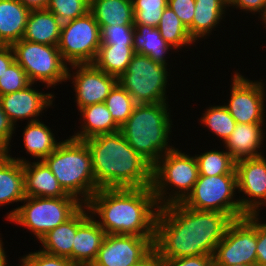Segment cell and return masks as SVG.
I'll return each instance as SVG.
<instances>
[{"label":"cell","mask_w":266,"mask_h":266,"mask_svg":"<svg viewBox=\"0 0 266 266\" xmlns=\"http://www.w3.org/2000/svg\"><path fill=\"white\" fill-rule=\"evenodd\" d=\"M230 266H248V265H243V264H233V265H230Z\"/></svg>","instance_id":"obj_51"},{"label":"cell","mask_w":266,"mask_h":266,"mask_svg":"<svg viewBox=\"0 0 266 266\" xmlns=\"http://www.w3.org/2000/svg\"><path fill=\"white\" fill-rule=\"evenodd\" d=\"M42 161L49 167L63 190L79 199L83 205L100 189L96 185L91 154L84 141L70 137L60 142Z\"/></svg>","instance_id":"obj_5"},{"label":"cell","mask_w":266,"mask_h":266,"mask_svg":"<svg viewBox=\"0 0 266 266\" xmlns=\"http://www.w3.org/2000/svg\"><path fill=\"white\" fill-rule=\"evenodd\" d=\"M24 203L10 211L7 219L23 225L40 239L59 224L70 219L81 207L76 197H25Z\"/></svg>","instance_id":"obj_7"},{"label":"cell","mask_w":266,"mask_h":266,"mask_svg":"<svg viewBox=\"0 0 266 266\" xmlns=\"http://www.w3.org/2000/svg\"><path fill=\"white\" fill-rule=\"evenodd\" d=\"M236 174L238 191L254 198L239 200L242 212L245 215H259V207L266 205V158L262 156L237 161Z\"/></svg>","instance_id":"obj_15"},{"label":"cell","mask_w":266,"mask_h":266,"mask_svg":"<svg viewBox=\"0 0 266 266\" xmlns=\"http://www.w3.org/2000/svg\"><path fill=\"white\" fill-rule=\"evenodd\" d=\"M134 25H111L100 29L101 45H133Z\"/></svg>","instance_id":"obj_38"},{"label":"cell","mask_w":266,"mask_h":266,"mask_svg":"<svg viewBox=\"0 0 266 266\" xmlns=\"http://www.w3.org/2000/svg\"><path fill=\"white\" fill-rule=\"evenodd\" d=\"M19 1H21L30 10L46 9L49 2V0H19Z\"/></svg>","instance_id":"obj_47"},{"label":"cell","mask_w":266,"mask_h":266,"mask_svg":"<svg viewBox=\"0 0 266 266\" xmlns=\"http://www.w3.org/2000/svg\"><path fill=\"white\" fill-rule=\"evenodd\" d=\"M228 6H237L240 10L250 11V12H262V19L266 18V0H227Z\"/></svg>","instance_id":"obj_43"},{"label":"cell","mask_w":266,"mask_h":266,"mask_svg":"<svg viewBox=\"0 0 266 266\" xmlns=\"http://www.w3.org/2000/svg\"><path fill=\"white\" fill-rule=\"evenodd\" d=\"M90 0H49L46 7L62 23L72 21L89 12Z\"/></svg>","instance_id":"obj_36"},{"label":"cell","mask_w":266,"mask_h":266,"mask_svg":"<svg viewBox=\"0 0 266 266\" xmlns=\"http://www.w3.org/2000/svg\"><path fill=\"white\" fill-rule=\"evenodd\" d=\"M14 125L15 124H13L6 115L0 102V148L5 151V153L9 152V143L12 138L14 128H16Z\"/></svg>","instance_id":"obj_42"},{"label":"cell","mask_w":266,"mask_h":266,"mask_svg":"<svg viewBox=\"0 0 266 266\" xmlns=\"http://www.w3.org/2000/svg\"><path fill=\"white\" fill-rule=\"evenodd\" d=\"M134 54L133 45H100L92 64L101 71L119 78L127 70Z\"/></svg>","instance_id":"obj_29"},{"label":"cell","mask_w":266,"mask_h":266,"mask_svg":"<svg viewBox=\"0 0 266 266\" xmlns=\"http://www.w3.org/2000/svg\"><path fill=\"white\" fill-rule=\"evenodd\" d=\"M104 103L119 126L127 121L136 105L133 97L119 83L110 91Z\"/></svg>","instance_id":"obj_33"},{"label":"cell","mask_w":266,"mask_h":266,"mask_svg":"<svg viewBox=\"0 0 266 266\" xmlns=\"http://www.w3.org/2000/svg\"><path fill=\"white\" fill-rule=\"evenodd\" d=\"M80 113L84 124L82 131L71 138L85 141L101 134H111L120 131V126L113 120L105 103H97L81 108Z\"/></svg>","instance_id":"obj_24"},{"label":"cell","mask_w":266,"mask_h":266,"mask_svg":"<svg viewBox=\"0 0 266 266\" xmlns=\"http://www.w3.org/2000/svg\"><path fill=\"white\" fill-rule=\"evenodd\" d=\"M157 29L160 35L173 49H178L183 45L186 46L187 44L194 43L189 35L188 29L168 5L164 9Z\"/></svg>","instance_id":"obj_31"},{"label":"cell","mask_w":266,"mask_h":266,"mask_svg":"<svg viewBox=\"0 0 266 266\" xmlns=\"http://www.w3.org/2000/svg\"><path fill=\"white\" fill-rule=\"evenodd\" d=\"M21 259L26 266H77L66 257L50 255L41 250Z\"/></svg>","instance_id":"obj_39"},{"label":"cell","mask_w":266,"mask_h":266,"mask_svg":"<svg viewBox=\"0 0 266 266\" xmlns=\"http://www.w3.org/2000/svg\"><path fill=\"white\" fill-rule=\"evenodd\" d=\"M30 11L19 0H0V38L7 45L23 38Z\"/></svg>","instance_id":"obj_23"},{"label":"cell","mask_w":266,"mask_h":266,"mask_svg":"<svg viewBox=\"0 0 266 266\" xmlns=\"http://www.w3.org/2000/svg\"><path fill=\"white\" fill-rule=\"evenodd\" d=\"M53 136L50 128L39 120L29 122L23 133L25 149L34 158H41L43 160L60 144V142L55 141Z\"/></svg>","instance_id":"obj_30"},{"label":"cell","mask_w":266,"mask_h":266,"mask_svg":"<svg viewBox=\"0 0 266 266\" xmlns=\"http://www.w3.org/2000/svg\"><path fill=\"white\" fill-rule=\"evenodd\" d=\"M257 214V264L266 265V223L258 222Z\"/></svg>","instance_id":"obj_44"},{"label":"cell","mask_w":266,"mask_h":266,"mask_svg":"<svg viewBox=\"0 0 266 266\" xmlns=\"http://www.w3.org/2000/svg\"><path fill=\"white\" fill-rule=\"evenodd\" d=\"M30 84L24 69L14 61L0 76V96L23 90Z\"/></svg>","instance_id":"obj_37"},{"label":"cell","mask_w":266,"mask_h":266,"mask_svg":"<svg viewBox=\"0 0 266 266\" xmlns=\"http://www.w3.org/2000/svg\"><path fill=\"white\" fill-rule=\"evenodd\" d=\"M7 44L0 38V51L5 48Z\"/></svg>","instance_id":"obj_50"},{"label":"cell","mask_w":266,"mask_h":266,"mask_svg":"<svg viewBox=\"0 0 266 266\" xmlns=\"http://www.w3.org/2000/svg\"><path fill=\"white\" fill-rule=\"evenodd\" d=\"M134 26V52L141 55H147L155 62L167 65L164 55L172 46L164 40L158 29L148 25Z\"/></svg>","instance_id":"obj_28"},{"label":"cell","mask_w":266,"mask_h":266,"mask_svg":"<svg viewBox=\"0 0 266 266\" xmlns=\"http://www.w3.org/2000/svg\"><path fill=\"white\" fill-rule=\"evenodd\" d=\"M232 221L225 213L169 204L158 211L153 247L161 259L213 256Z\"/></svg>","instance_id":"obj_1"},{"label":"cell","mask_w":266,"mask_h":266,"mask_svg":"<svg viewBox=\"0 0 266 266\" xmlns=\"http://www.w3.org/2000/svg\"><path fill=\"white\" fill-rule=\"evenodd\" d=\"M263 123L236 124L230 137L225 141V148L237 162L242 159L262 157L257 150L263 141Z\"/></svg>","instance_id":"obj_20"},{"label":"cell","mask_w":266,"mask_h":266,"mask_svg":"<svg viewBox=\"0 0 266 266\" xmlns=\"http://www.w3.org/2000/svg\"><path fill=\"white\" fill-rule=\"evenodd\" d=\"M89 11L100 26L134 25L132 0H90Z\"/></svg>","instance_id":"obj_25"},{"label":"cell","mask_w":266,"mask_h":266,"mask_svg":"<svg viewBox=\"0 0 266 266\" xmlns=\"http://www.w3.org/2000/svg\"><path fill=\"white\" fill-rule=\"evenodd\" d=\"M100 45V26L90 11L62 24L57 48L66 63L92 64Z\"/></svg>","instance_id":"obj_11"},{"label":"cell","mask_w":266,"mask_h":266,"mask_svg":"<svg viewBox=\"0 0 266 266\" xmlns=\"http://www.w3.org/2000/svg\"><path fill=\"white\" fill-rule=\"evenodd\" d=\"M84 206L77 211V231L72 247V262L77 266L92 265L106 236L94 216L88 213L86 205Z\"/></svg>","instance_id":"obj_17"},{"label":"cell","mask_w":266,"mask_h":266,"mask_svg":"<svg viewBox=\"0 0 266 266\" xmlns=\"http://www.w3.org/2000/svg\"><path fill=\"white\" fill-rule=\"evenodd\" d=\"M162 156L152 168V189L156 201L160 207L182 203L198 180L197 160L195 156L191 157L177 149H172ZM171 184L178 191H175L173 195L169 194L168 198L164 197L166 187L172 186Z\"/></svg>","instance_id":"obj_6"},{"label":"cell","mask_w":266,"mask_h":266,"mask_svg":"<svg viewBox=\"0 0 266 266\" xmlns=\"http://www.w3.org/2000/svg\"><path fill=\"white\" fill-rule=\"evenodd\" d=\"M5 153V151H3L1 148H0V157Z\"/></svg>","instance_id":"obj_52"},{"label":"cell","mask_w":266,"mask_h":266,"mask_svg":"<svg viewBox=\"0 0 266 266\" xmlns=\"http://www.w3.org/2000/svg\"><path fill=\"white\" fill-rule=\"evenodd\" d=\"M77 70L73 74L74 90L78 109L103 103L110 91L118 83V78L101 71L93 64H73Z\"/></svg>","instance_id":"obj_16"},{"label":"cell","mask_w":266,"mask_h":266,"mask_svg":"<svg viewBox=\"0 0 266 266\" xmlns=\"http://www.w3.org/2000/svg\"><path fill=\"white\" fill-rule=\"evenodd\" d=\"M225 6L228 7L227 0H195L192 26L188 29L194 42L211 33L226 12Z\"/></svg>","instance_id":"obj_26"},{"label":"cell","mask_w":266,"mask_h":266,"mask_svg":"<svg viewBox=\"0 0 266 266\" xmlns=\"http://www.w3.org/2000/svg\"><path fill=\"white\" fill-rule=\"evenodd\" d=\"M24 159H15L8 153L0 157V206L11 202L23 201Z\"/></svg>","instance_id":"obj_21"},{"label":"cell","mask_w":266,"mask_h":266,"mask_svg":"<svg viewBox=\"0 0 266 266\" xmlns=\"http://www.w3.org/2000/svg\"><path fill=\"white\" fill-rule=\"evenodd\" d=\"M162 266H213V256L197 255L162 259Z\"/></svg>","instance_id":"obj_41"},{"label":"cell","mask_w":266,"mask_h":266,"mask_svg":"<svg viewBox=\"0 0 266 266\" xmlns=\"http://www.w3.org/2000/svg\"><path fill=\"white\" fill-rule=\"evenodd\" d=\"M201 121L221 140L223 139L224 143L230 137L237 124L224 105L209 107Z\"/></svg>","instance_id":"obj_34"},{"label":"cell","mask_w":266,"mask_h":266,"mask_svg":"<svg viewBox=\"0 0 266 266\" xmlns=\"http://www.w3.org/2000/svg\"><path fill=\"white\" fill-rule=\"evenodd\" d=\"M24 192L26 197H73L68 195L49 167L41 160L29 163L23 162Z\"/></svg>","instance_id":"obj_19"},{"label":"cell","mask_w":266,"mask_h":266,"mask_svg":"<svg viewBox=\"0 0 266 266\" xmlns=\"http://www.w3.org/2000/svg\"><path fill=\"white\" fill-rule=\"evenodd\" d=\"M237 189V174L216 176L199 175L193 190L182 202L199 211H216L229 215L233 220L245 217L238 200H233Z\"/></svg>","instance_id":"obj_10"},{"label":"cell","mask_w":266,"mask_h":266,"mask_svg":"<svg viewBox=\"0 0 266 266\" xmlns=\"http://www.w3.org/2000/svg\"><path fill=\"white\" fill-rule=\"evenodd\" d=\"M32 84L23 90L0 96L3 110L13 124L28 117L31 118L29 122L38 121L36 118L44 108L52 106L53 94L38 92L32 88Z\"/></svg>","instance_id":"obj_18"},{"label":"cell","mask_w":266,"mask_h":266,"mask_svg":"<svg viewBox=\"0 0 266 266\" xmlns=\"http://www.w3.org/2000/svg\"><path fill=\"white\" fill-rule=\"evenodd\" d=\"M62 22L49 10H31L22 39L33 43L57 46Z\"/></svg>","instance_id":"obj_22"},{"label":"cell","mask_w":266,"mask_h":266,"mask_svg":"<svg viewBox=\"0 0 266 266\" xmlns=\"http://www.w3.org/2000/svg\"><path fill=\"white\" fill-rule=\"evenodd\" d=\"M167 102L136 104L120 132L128 144L152 166L174 149L168 146L171 122Z\"/></svg>","instance_id":"obj_4"},{"label":"cell","mask_w":266,"mask_h":266,"mask_svg":"<svg viewBox=\"0 0 266 266\" xmlns=\"http://www.w3.org/2000/svg\"><path fill=\"white\" fill-rule=\"evenodd\" d=\"M257 215L234 219L224 238L216 246L213 266L243 264L253 266L257 261Z\"/></svg>","instance_id":"obj_12"},{"label":"cell","mask_w":266,"mask_h":266,"mask_svg":"<svg viewBox=\"0 0 266 266\" xmlns=\"http://www.w3.org/2000/svg\"><path fill=\"white\" fill-rule=\"evenodd\" d=\"M84 142L91 154L99 188L152 186L153 166L128 144L120 131L91 137Z\"/></svg>","instance_id":"obj_3"},{"label":"cell","mask_w":266,"mask_h":266,"mask_svg":"<svg viewBox=\"0 0 266 266\" xmlns=\"http://www.w3.org/2000/svg\"><path fill=\"white\" fill-rule=\"evenodd\" d=\"M6 260H7V259H5V260L1 263L0 266H7L6 264H7L8 261H6ZM20 260H21L20 262L22 263V265H19V266H26L25 263H24V261H23L22 259H20Z\"/></svg>","instance_id":"obj_49"},{"label":"cell","mask_w":266,"mask_h":266,"mask_svg":"<svg viewBox=\"0 0 266 266\" xmlns=\"http://www.w3.org/2000/svg\"><path fill=\"white\" fill-rule=\"evenodd\" d=\"M167 65L147 55L135 53L118 83L133 97L136 104L166 102Z\"/></svg>","instance_id":"obj_8"},{"label":"cell","mask_w":266,"mask_h":266,"mask_svg":"<svg viewBox=\"0 0 266 266\" xmlns=\"http://www.w3.org/2000/svg\"><path fill=\"white\" fill-rule=\"evenodd\" d=\"M134 25L157 28L168 0H132Z\"/></svg>","instance_id":"obj_35"},{"label":"cell","mask_w":266,"mask_h":266,"mask_svg":"<svg viewBox=\"0 0 266 266\" xmlns=\"http://www.w3.org/2000/svg\"><path fill=\"white\" fill-rule=\"evenodd\" d=\"M11 46L15 61L24 69L31 83L40 81L50 87L71 78L67 63L57 46L33 43L24 39L14 42Z\"/></svg>","instance_id":"obj_9"},{"label":"cell","mask_w":266,"mask_h":266,"mask_svg":"<svg viewBox=\"0 0 266 266\" xmlns=\"http://www.w3.org/2000/svg\"><path fill=\"white\" fill-rule=\"evenodd\" d=\"M195 158L198 164L199 175L236 174V161L228 151H207L199 156L195 155Z\"/></svg>","instance_id":"obj_32"},{"label":"cell","mask_w":266,"mask_h":266,"mask_svg":"<svg viewBox=\"0 0 266 266\" xmlns=\"http://www.w3.org/2000/svg\"><path fill=\"white\" fill-rule=\"evenodd\" d=\"M231 96L228 105H224L238 124L263 123L264 87L262 82H253L240 73L233 76Z\"/></svg>","instance_id":"obj_13"},{"label":"cell","mask_w":266,"mask_h":266,"mask_svg":"<svg viewBox=\"0 0 266 266\" xmlns=\"http://www.w3.org/2000/svg\"><path fill=\"white\" fill-rule=\"evenodd\" d=\"M167 5L174 11L187 29L192 26L195 0H168Z\"/></svg>","instance_id":"obj_40"},{"label":"cell","mask_w":266,"mask_h":266,"mask_svg":"<svg viewBox=\"0 0 266 266\" xmlns=\"http://www.w3.org/2000/svg\"><path fill=\"white\" fill-rule=\"evenodd\" d=\"M132 266H162V259L153 247L145 256Z\"/></svg>","instance_id":"obj_45"},{"label":"cell","mask_w":266,"mask_h":266,"mask_svg":"<svg viewBox=\"0 0 266 266\" xmlns=\"http://www.w3.org/2000/svg\"><path fill=\"white\" fill-rule=\"evenodd\" d=\"M76 231L77 212L40 239L44 247L41 251L54 256L66 257L72 261V247Z\"/></svg>","instance_id":"obj_27"},{"label":"cell","mask_w":266,"mask_h":266,"mask_svg":"<svg viewBox=\"0 0 266 266\" xmlns=\"http://www.w3.org/2000/svg\"><path fill=\"white\" fill-rule=\"evenodd\" d=\"M253 266H266V265H260V264H254Z\"/></svg>","instance_id":"obj_53"},{"label":"cell","mask_w":266,"mask_h":266,"mask_svg":"<svg viewBox=\"0 0 266 266\" xmlns=\"http://www.w3.org/2000/svg\"><path fill=\"white\" fill-rule=\"evenodd\" d=\"M106 234L154 237L158 205L152 186L100 188L85 204ZM156 209V210H155ZM92 212V213H91Z\"/></svg>","instance_id":"obj_2"},{"label":"cell","mask_w":266,"mask_h":266,"mask_svg":"<svg viewBox=\"0 0 266 266\" xmlns=\"http://www.w3.org/2000/svg\"><path fill=\"white\" fill-rule=\"evenodd\" d=\"M154 237L106 234L91 266H132L153 248Z\"/></svg>","instance_id":"obj_14"},{"label":"cell","mask_w":266,"mask_h":266,"mask_svg":"<svg viewBox=\"0 0 266 266\" xmlns=\"http://www.w3.org/2000/svg\"><path fill=\"white\" fill-rule=\"evenodd\" d=\"M15 61L14 51L11 45H7L0 51V76Z\"/></svg>","instance_id":"obj_46"},{"label":"cell","mask_w":266,"mask_h":266,"mask_svg":"<svg viewBox=\"0 0 266 266\" xmlns=\"http://www.w3.org/2000/svg\"><path fill=\"white\" fill-rule=\"evenodd\" d=\"M2 244L3 242L0 240V265L5 259H7L5 254L6 252L4 251Z\"/></svg>","instance_id":"obj_48"}]
</instances>
